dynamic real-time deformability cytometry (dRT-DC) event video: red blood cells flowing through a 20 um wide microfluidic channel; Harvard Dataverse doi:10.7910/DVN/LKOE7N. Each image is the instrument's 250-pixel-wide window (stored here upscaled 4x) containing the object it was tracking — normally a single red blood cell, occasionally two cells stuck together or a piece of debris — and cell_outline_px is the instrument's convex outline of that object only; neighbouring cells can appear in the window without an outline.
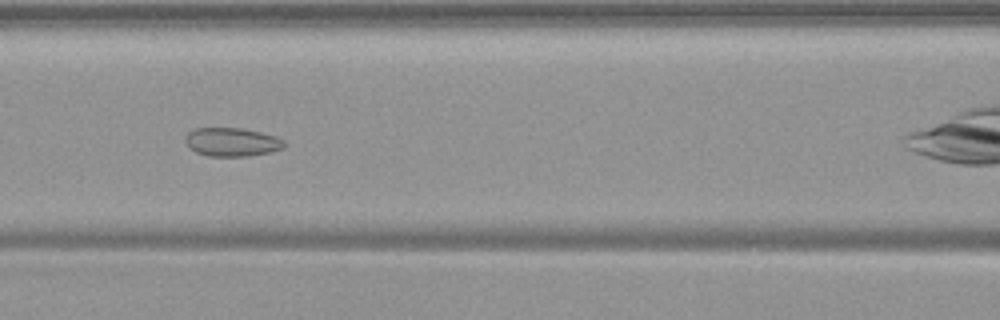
{"species": "common noctule bat (a hibernating species)", "species_latin": "Nyctalus noctula", "temperature_condition": "warm", "stored_images_in_passage": 51, "camera_frame_rate_fps": 3000, "um_per_image_px": 0.085, "animal": {"sex": "female", "body_mass_g": 19.9}, "frame": {"image": 1, "passage_image": 20, "time_ms": 6.333, "image_size_px": [1000, 320], "cell_outline_px": [[284, 148], [268, 152], [248, 156], [208, 156], [196, 152], [188, 148], [184, 140], [188, 132], [192, 128], [244, 128], [276, 136], [284, 140]], "centroid_in_image_um": [19.67, 12.06], "position_along_channel_um": 146.9, "area_um2": 16.59}}
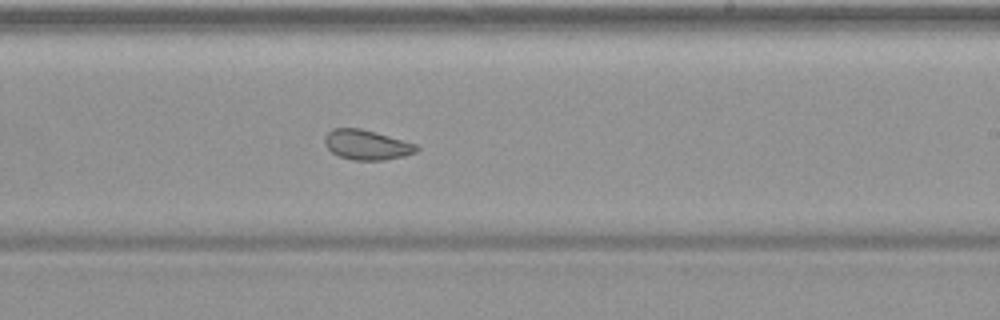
{"frame": {"image": 2, "passage_image": 29, "time_ms": 9.333, "image_size_px": [1000, 320], "cell_outline_px": [[420, 148], [416, 152], [384, 160], [352, 160], [340, 156], [332, 152], [324, 144], [324, 136], [332, 128], [360, 128], [376, 132], [416, 144]], "centroid_in_image_um": [31.14, 12.3], "position_along_channel_um": 257.9, "area_um2": 15.9}}
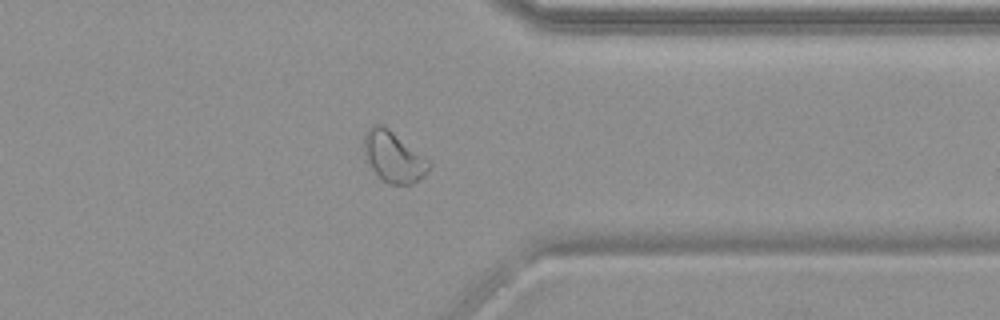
{"frame": {"image": 3, "passage_image": 39, "time_ms": 12.667, "image_size_px": [1000, 320], "cell_outline_px": [[432, 168], [424, 176], [412, 184], [392, 184], [384, 180], [364, 160], [364, 132], [372, 124], [380, 124], [388, 128], [428, 160], [432, 164]], "centroid_in_image_um": [33.43, 13.32], "position_along_channel_um": 378.0, "area_um2": 19.07}, "authors_computed_cell_mechanics": {"area_um2": 20.519, "velocity_mm_per_s": 3.7196, "shape_relaxation_time_tau1_ms": null, "shape_relaxation_time_tau2_ms": 1.3863, "deformation_change_tau1": null, "deformation_change_tau2": 0.0676}}